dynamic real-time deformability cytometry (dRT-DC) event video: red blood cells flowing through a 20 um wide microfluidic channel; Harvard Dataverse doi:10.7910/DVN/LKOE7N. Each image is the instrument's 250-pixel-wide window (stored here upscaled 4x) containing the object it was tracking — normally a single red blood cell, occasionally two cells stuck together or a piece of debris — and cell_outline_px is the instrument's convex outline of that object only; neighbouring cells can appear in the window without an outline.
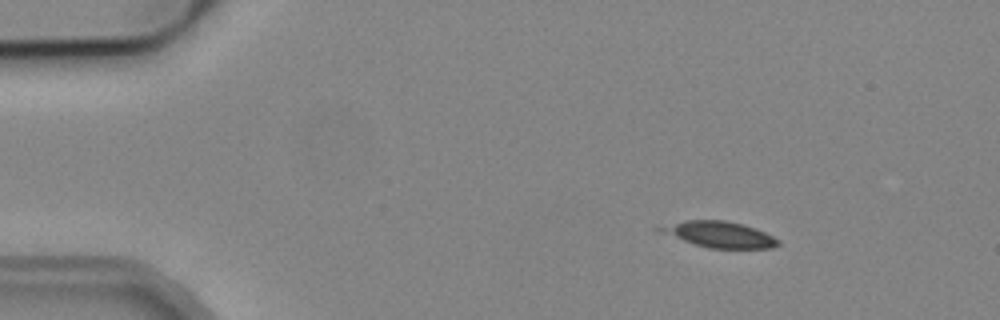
{"species": "common noctule bat (a hibernating species)", "species_latin": "Nyctalus noctula", "temperature_condition": "cold", "stored_images_in_passage": 4, "camera_frame_rate_fps": 3000, "um_per_image_px": 0.085, "animal": {"sex": "male", "body_mass_g": 19.2, "forearm_length_mm": 51.8}, "frame": {"image": 1, "passage_image": 2, "time_ms": 1.333, "image_size_px": [1000, 320], "cell_outline_px": [[780, 244], [772, 248], [708, 248], [656, 232], [652, 228], [684, 220], [724, 220], [744, 224], [756, 228], [780, 240]], "centroid_in_image_um": [61.09, 19.92], "position_along_channel_um": 23.9, "area_um2": 18.09}}